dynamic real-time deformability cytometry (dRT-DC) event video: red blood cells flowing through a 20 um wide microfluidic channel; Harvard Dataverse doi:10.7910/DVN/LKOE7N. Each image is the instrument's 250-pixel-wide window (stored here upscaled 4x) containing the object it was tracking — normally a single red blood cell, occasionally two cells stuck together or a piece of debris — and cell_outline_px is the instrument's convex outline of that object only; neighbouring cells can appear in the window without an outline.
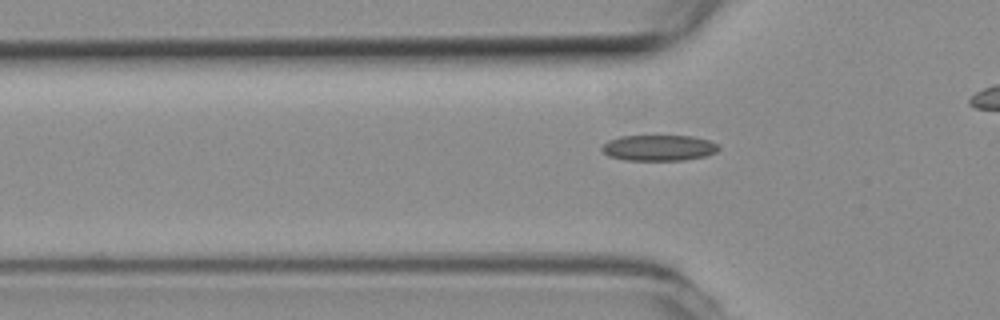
{"species": "common noctule bat (a hibernating species)", "species_latin": "Nyctalus noctula", "temperature_condition": "room temperature", "stored_images_in_passage": 36, "camera_frame_rate_fps": 3000, "um_per_image_px": 0.085, "animal": {"sex": "female", "body_mass_g": 19.3, "forearm_length_mm": 54.1}, "frame": {"image": 1, "passage_image": 10, "time_ms": 3.0, "image_size_px": [1000, 320], "cell_outline_px": [[720, 148], [716, 152], [704, 156], [684, 160], [624, 160], [608, 156], [600, 148], [608, 140], [620, 136], [692, 136], [708, 140], [716, 144]], "centroid_in_image_um": [55.97, 12.57], "position_along_channel_um": 69.8, "area_um2": 17.51}}
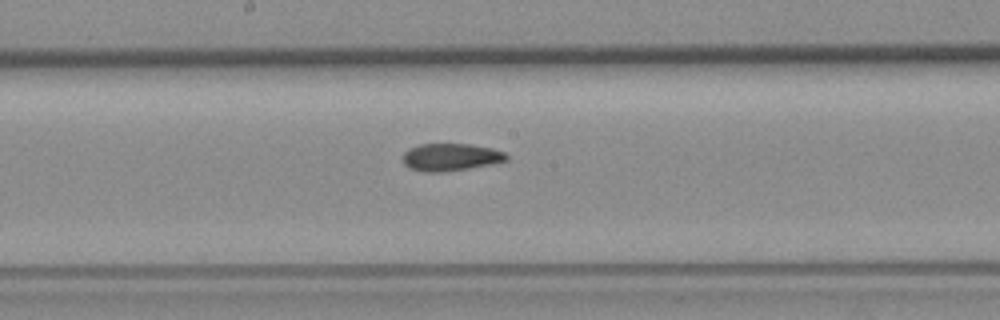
{"frame": {"image": 2, "passage_image": 21, "time_ms": 6.667, "image_size_px": [1000, 320], "cell_outline_px": [[508, 160], [492, 164], [444, 172], [424, 172], [408, 168], [404, 164], [404, 152], [420, 144], [468, 144], [492, 148], [504, 152], [508, 156]], "centroid_in_image_um": [38.32, 13.36], "position_along_channel_um": 209.9, "area_um2": 16.47}}
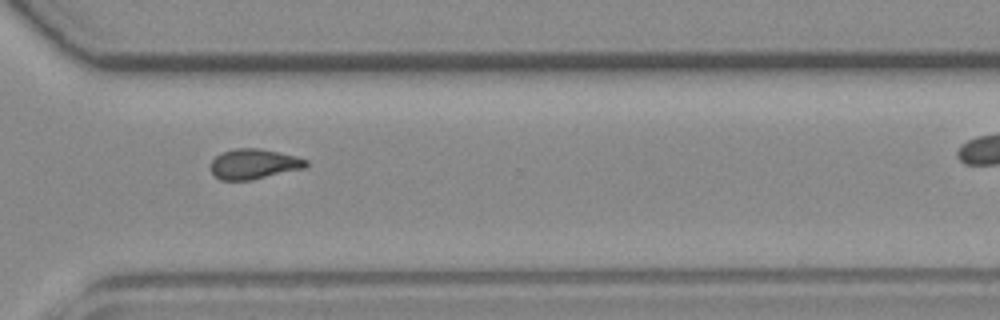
{"frame": {"image": 3, "passage_image": 32, "time_ms": 10.333, "image_size_px": [1000, 320], "cell_outline_px": [[308, 164], [304, 168], [252, 180], [220, 180], [212, 172], [212, 160], [216, 156], [224, 152], [236, 148], [260, 148], [296, 156], [308, 160]], "centroid_in_image_um": [21.6, 13.94], "position_along_channel_um": 349.0, "area_um2": 16.59}}